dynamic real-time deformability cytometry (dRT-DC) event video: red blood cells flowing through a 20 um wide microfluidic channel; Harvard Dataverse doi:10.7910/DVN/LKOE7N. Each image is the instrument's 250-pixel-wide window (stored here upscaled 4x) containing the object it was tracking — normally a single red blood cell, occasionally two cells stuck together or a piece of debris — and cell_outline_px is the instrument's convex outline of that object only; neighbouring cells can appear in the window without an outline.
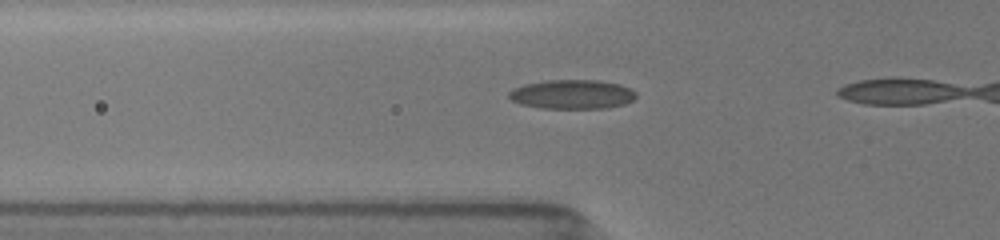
{"species": "common noctule bat (a hibernating species)", "species_latin": "Nyctalus noctula", "temperature_condition": "room temperature", "stored_images_in_passage": 9, "camera_frame_rate_fps": 3000, "um_per_image_px": 0.085, "animal": {"sex": "female", "body_mass_g": 19.5, "forearm_length_mm": 54.1}, "frame": {"image": 1, "passage_image": 7, "time_ms": 2.0, "image_size_px": [1000, 240], "cell_outline_px": [[636, 96], [632, 100], [624, 104], [604, 108], [540, 108], [520, 104], [512, 100], [508, 96], [508, 92], [524, 84], [544, 80], [600, 80], [620, 84], [632, 88], [636, 92]], "centroid_in_image_um": [48.65, 8.01], "position_along_channel_um": 77.2, "area_um2": 21.73}}